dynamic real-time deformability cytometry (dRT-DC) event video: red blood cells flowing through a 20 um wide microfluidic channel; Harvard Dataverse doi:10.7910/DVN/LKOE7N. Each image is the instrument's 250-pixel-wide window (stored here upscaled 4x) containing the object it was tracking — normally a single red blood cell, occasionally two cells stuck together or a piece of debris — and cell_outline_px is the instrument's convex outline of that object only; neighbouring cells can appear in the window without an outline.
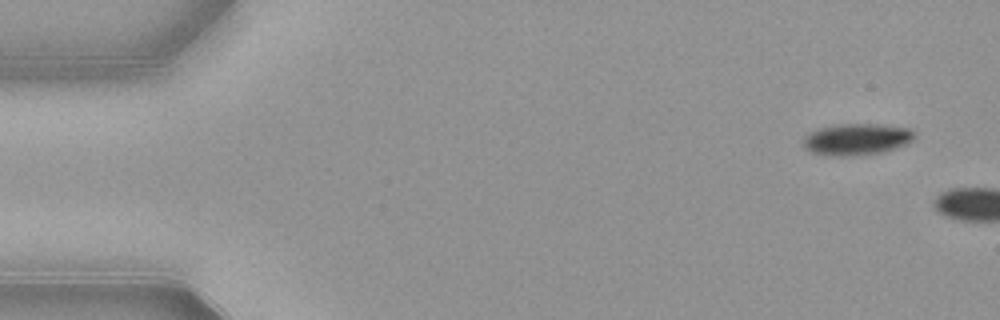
{"species": "common noctule bat (a hibernating species)", "species_latin": "Nyctalus noctula", "temperature_condition": "warm", "stored_images_in_passage": 4, "camera_frame_rate_fps": 3000, "um_per_image_px": 0.085, "animal": {"sex": "female", "body_mass_g": 21.9}, "frame": {"image": 1, "passage_image": 1, "time_ms": 0.0, "image_size_px": [1000, 320], "cell_outline_px": [[916, 136], [908, 144], [884, 152], [852, 156], [840, 156], [812, 152], [804, 148], [804, 136], [808, 132], [820, 128], [836, 124], [880, 124], [912, 128], [916, 132]], "centroid_in_image_um": [72.88, 11.82], "position_along_channel_um": 12.1, "area_um2": 20.69}}